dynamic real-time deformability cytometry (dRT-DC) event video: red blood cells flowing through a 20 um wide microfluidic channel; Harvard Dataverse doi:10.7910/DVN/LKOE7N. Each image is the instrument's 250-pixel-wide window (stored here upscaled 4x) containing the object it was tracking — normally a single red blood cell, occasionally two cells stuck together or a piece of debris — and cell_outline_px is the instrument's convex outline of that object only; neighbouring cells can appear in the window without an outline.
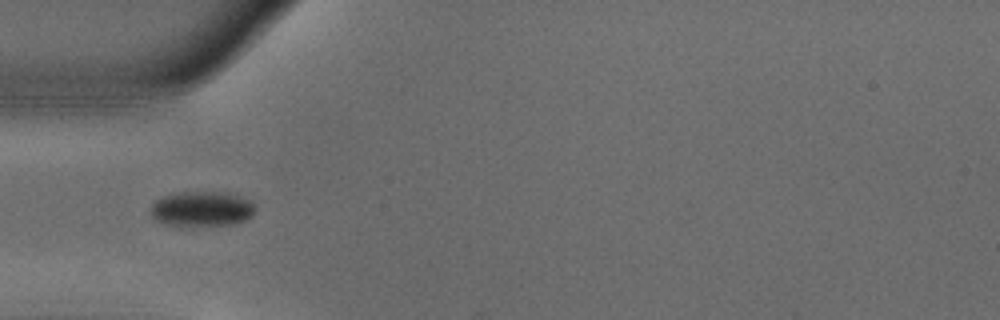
{"species": "common noctule bat (a hibernating species)", "species_latin": "Nyctalus noctula", "temperature_condition": "warm", "stored_images_in_passage": 38, "camera_frame_rate_fps": 3000, "um_per_image_px": 0.085, "animal": {"sex": "male", "body_mass_g": 18.8}, "frame": {"image": 1, "passage_image": 1, "time_ms": 0.0, "image_size_px": [1000, 320], "cell_outline_px": [[256, 208], [252, 216], [236, 224], [180, 228], [160, 224], [152, 216], [148, 208], [156, 200], [164, 196], [184, 192], [224, 192], [248, 200]], "centroid_in_image_um": [17.08, 17.81], "position_along_channel_um": 67.9, "area_um2": 21.96}}
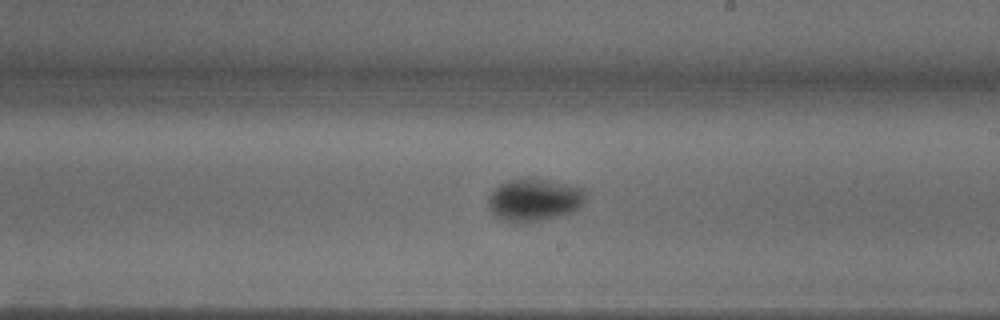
{"frame": {"image": 2, "passage_image": 15, "time_ms": 4.667, "image_size_px": [1000, 320], "cell_outline_px": [[584, 200], [580, 208], [572, 212], [524, 224], [512, 224], [500, 220], [488, 208], [488, 196], [500, 184], [508, 180], [524, 176], [532, 176], [584, 188]], "centroid_in_image_um": [45.36, 16.98], "position_along_channel_um": 243.6, "area_um2": 24.74}}
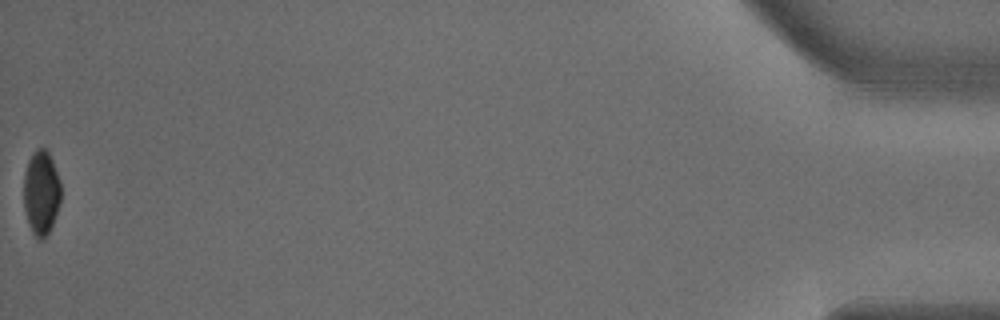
{"frame": {"image": 3, "passage_image": 38, "time_ms": 12.333, "image_size_px": [1000, 320], "cell_outline_px": [[60, 200], [52, 224], [44, 240], [40, 240], [32, 232], [28, 224], [24, 208], [24, 172], [28, 160], [36, 148], [44, 148], [48, 152], [52, 160], [60, 180]], "centroid_in_image_um": [3.48, 16.36], "position_along_channel_um": 431.7, "area_um2": 18.15}}